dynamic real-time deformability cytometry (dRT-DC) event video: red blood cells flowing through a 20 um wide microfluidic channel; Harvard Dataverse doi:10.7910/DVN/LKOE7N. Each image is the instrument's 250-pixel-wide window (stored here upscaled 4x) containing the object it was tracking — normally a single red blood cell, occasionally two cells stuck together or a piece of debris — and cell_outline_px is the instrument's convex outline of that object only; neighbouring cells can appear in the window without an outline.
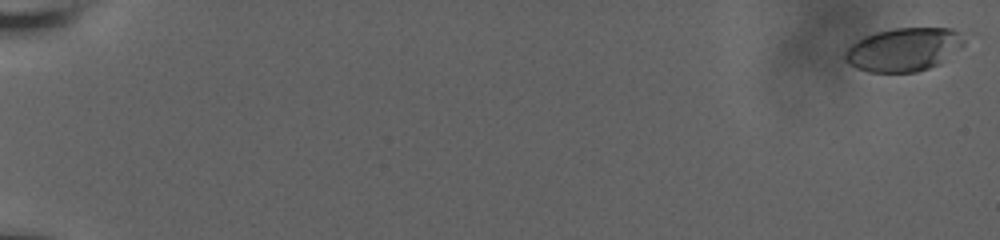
{"species": "human", "species_latin": "Homo sapiens", "temperature_condition": "room temperature", "stored_images_in_passage": 60, "camera_frame_rate_fps": 3000, "um_per_image_px": 0.085, "donor": {"sex": "male"}, "frame": {"image": 1, "passage_image": 1, "time_ms": 0.0, "image_size_px": [1000, 240], "cell_outline_px": [[968, 36], [964, 44], [940, 64], [916, 72], [868, 72], [856, 68], [848, 64], [844, 60], [844, 52], [856, 40], [864, 36], [876, 32], [896, 28], [952, 28]], "centroid_in_image_um": [76.83, 4.2], "position_along_channel_um": 8.2, "area_um2": 30.46}}
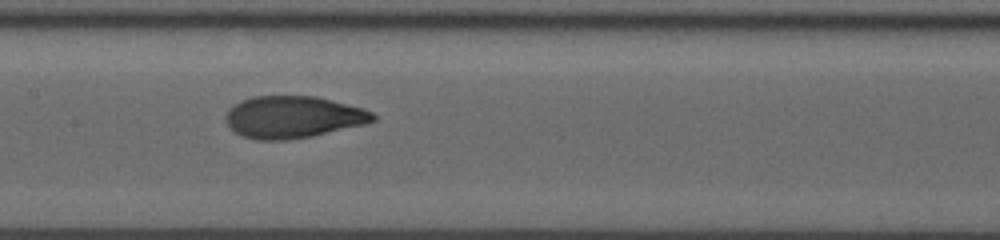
{"frame": {"image": 2, "passage_image": 33, "time_ms": 10.667, "image_size_px": [1000, 240], "cell_outline_px": [[376, 120], [364, 124], [312, 136], [288, 140], [256, 140], [244, 136], [236, 132], [228, 124], [224, 116], [228, 108], [252, 96], [316, 96], [364, 108], [372, 112], [376, 116]], "centroid_in_image_um": [24.92, 9.95], "position_along_channel_um": 182.5, "area_um2": 35.95}}
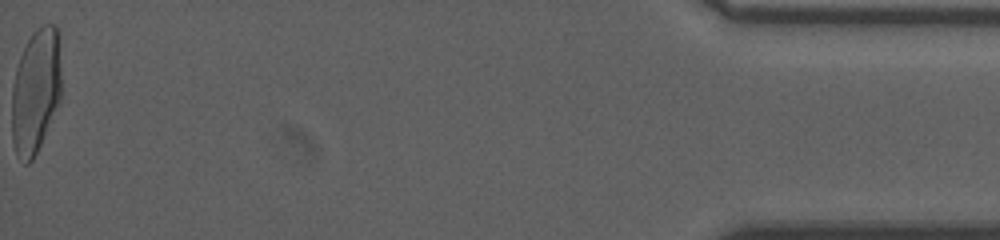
{"frame": {"image": 3, "passage_image": 60, "time_ms": 19.667, "image_size_px": [1000, 240], "cell_outline_px": [[60, 104], [32, 160], [28, 164], [24, 164], [16, 156], [12, 140], [12, 88], [16, 68], [20, 56], [28, 40], [36, 28], [44, 24], [56, 24], [60, 32]], "centroid_in_image_um": [3.05, 7.72], "position_along_channel_um": 432.2, "area_um2": 36.47}, "authors_computed_cell_mechanics": {"area_um2": 34.8534, "velocity_mm_per_s": 3.7523, "shape_relaxation_time_tau1_ms": 4.9907, "shape_relaxation_time_tau2_ms": 1.1485, "deformation_change_tau1": 0.2382, "deformation_change_tau2": 0.05}}